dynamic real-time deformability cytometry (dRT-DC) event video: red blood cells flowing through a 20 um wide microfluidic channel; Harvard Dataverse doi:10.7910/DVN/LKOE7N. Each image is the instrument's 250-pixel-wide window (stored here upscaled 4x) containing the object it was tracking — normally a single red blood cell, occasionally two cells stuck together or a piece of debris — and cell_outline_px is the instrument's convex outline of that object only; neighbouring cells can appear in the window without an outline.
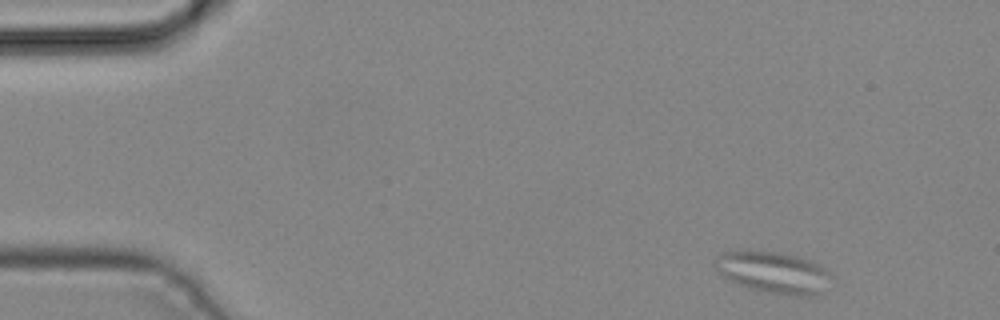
{"species": "common noctule bat (a hibernating species)", "species_latin": "Nyctalus noctula", "temperature_condition": "cold", "stored_images_in_passage": 4, "camera_frame_rate_fps": 3000, "um_per_image_px": 0.085, "animal": {"sex": "male", "body_mass_g": 19.2, "forearm_length_mm": 51.8}, "frame": {"image": 1, "passage_image": 1, "time_ms": 0.0, "image_size_px": [1000, 320], "cell_outline_px": [[828, 276], [820, 292], [816, 296], [788, 296], [768, 292], [752, 288], [740, 284], [724, 276], [716, 268], [716, 264], [720, 252], [780, 252], [800, 256], [824, 268], [828, 272]], "centroid_in_image_um": [65.75, 23.16], "position_along_channel_um": 19.3, "area_um2": 27.05}}
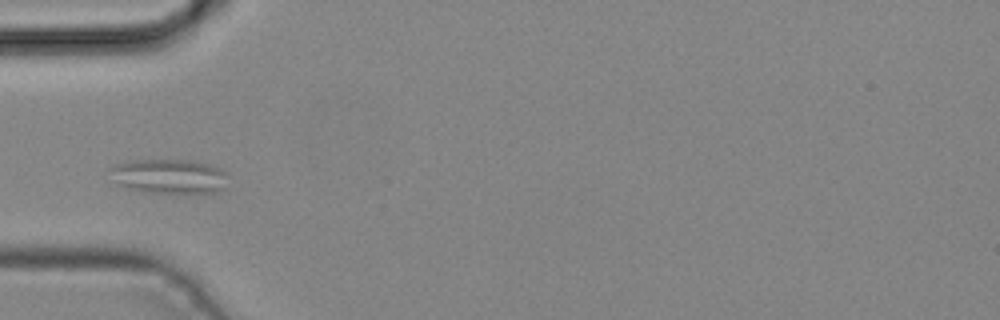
{"frame": {"image": 2, "passage_image": 4, "time_ms": 1.0, "image_size_px": [1000, 320], "cell_outline_px": [[224, 188], [216, 192], [140, 192], [116, 184], [108, 180], [108, 168], [116, 164], [132, 160], [192, 160], [212, 164], [220, 168], [224, 172]], "centroid_in_image_um": [14.25, 14.97], "position_along_channel_um": 70.8, "area_um2": 23.93}}